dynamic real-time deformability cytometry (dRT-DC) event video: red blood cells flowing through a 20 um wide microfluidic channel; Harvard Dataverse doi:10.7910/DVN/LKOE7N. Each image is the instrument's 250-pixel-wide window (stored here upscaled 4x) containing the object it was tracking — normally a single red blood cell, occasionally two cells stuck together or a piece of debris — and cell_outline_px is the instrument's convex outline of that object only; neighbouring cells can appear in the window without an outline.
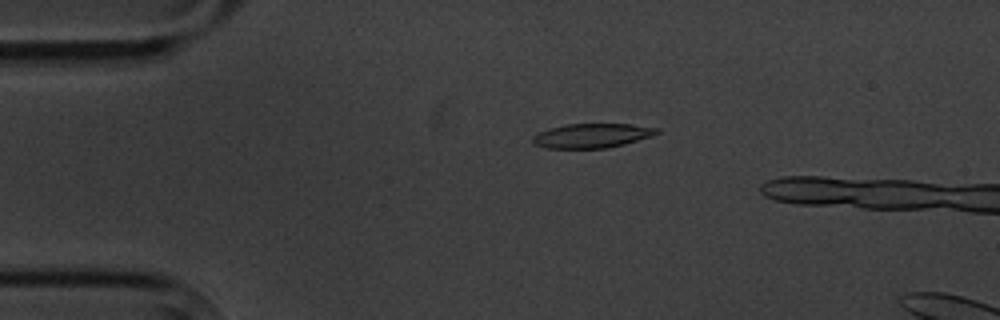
{"species": "common noctule bat (a hibernating species)", "species_latin": "Nyctalus noctula", "temperature_condition": "cold", "stored_images_in_passage": 5, "camera_frame_rate_fps": 3000, "um_per_image_px": 0.085, "animal": {"sex": "male", "body_mass_g": 20.1, "forearm_length_mm": 53.5}, "frame": {"image": 1, "passage_image": 3, "time_ms": 3.0, "image_size_px": [1000, 320], "cell_outline_px": [[660, 132], [652, 136], [624, 144], [604, 148], [544, 148], [532, 144], [532, 136], [548, 128], [564, 124], [632, 124], [660, 128]], "centroid_in_image_um": [50.3, 11.52], "position_along_channel_um": 34.7, "area_um2": 17.74}}